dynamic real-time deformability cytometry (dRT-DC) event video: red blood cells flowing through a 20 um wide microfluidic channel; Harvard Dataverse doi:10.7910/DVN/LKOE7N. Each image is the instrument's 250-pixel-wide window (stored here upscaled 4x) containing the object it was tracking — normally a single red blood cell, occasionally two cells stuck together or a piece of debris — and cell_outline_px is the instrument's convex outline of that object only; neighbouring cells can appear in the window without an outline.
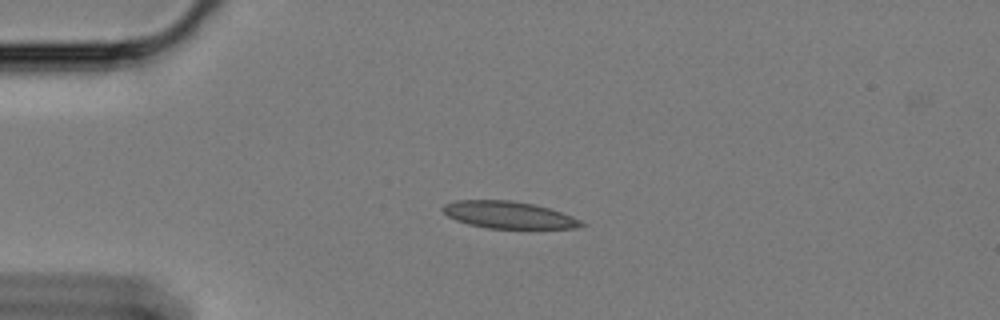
{"species": "Egyptian fruit bat (a non-hibernating species)", "species_latin": "Rousettus aegyptiacus", "temperature_condition": "cold", "stored_images_in_passage": 46, "camera_frame_rate_fps": 3000, "um_per_image_px": 0.085, "animal": {"sex": "female"}, "frame": {"image": 1, "passage_image": 1, "time_ms": 0.0, "image_size_px": [1000, 320], "cell_outline_px": [[588, 224], [576, 228], [488, 228], [468, 224], [456, 220], [448, 216], [440, 208], [444, 204], [456, 200], [508, 200], [532, 204], [548, 208], [572, 216]], "centroid_in_image_um": [43.21, 18.26], "position_along_channel_um": 41.8, "area_um2": 21.68}}
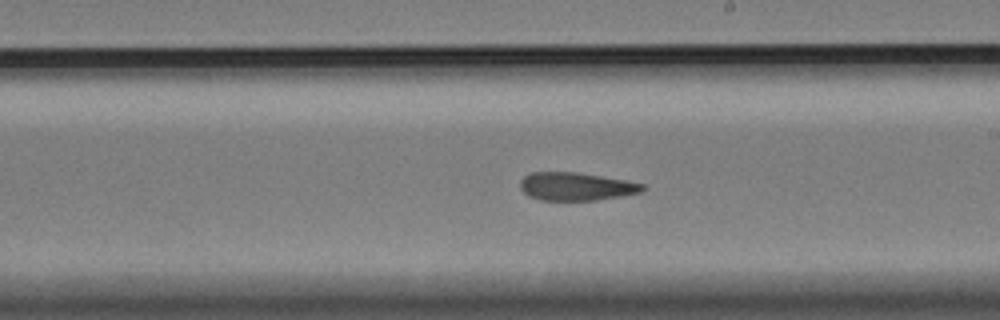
{"frame": {"image": 2, "passage_image": 21, "time_ms": 6.667, "image_size_px": [1000, 320], "cell_outline_px": [[648, 188], [640, 192], [620, 196], [596, 200], [540, 200], [528, 196], [520, 188], [520, 180], [524, 176], [532, 172], [576, 172], [624, 180], [644, 184]], "centroid_in_image_um": [48.95, 15.85], "position_along_channel_um": 240.1, "area_um2": 19.94}}
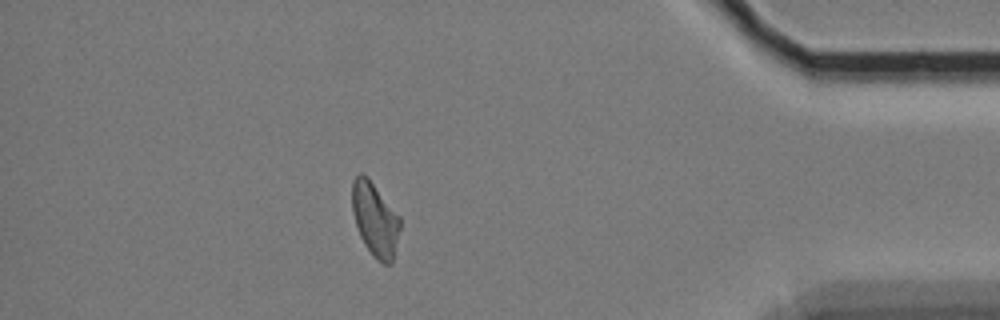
{"frame": {"image": 3, "passage_image": 39, "time_ms": 12.667, "image_size_px": [1000, 320], "cell_outline_px": [[400, 228], [392, 264], [384, 264], [376, 260], [372, 256], [364, 244], [360, 236], [352, 212], [352, 180], [360, 172], [368, 176], [400, 216]], "centroid_in_image_um": [31.87, 18.64], "position_along_channel_um": 403.3, "area_um2": 20.87}, "authors_computed_cell_mechanics": {"area_um2": 20.8658, "velocity_mm_per_s": 3.3596, "shape_relaxation_time_tau1_ms": 10.5001, "shape_relaxation_time_tau2_ms": 3.48, "deformation_change_tau1": 0.2112, "deformation_change_tau2": 0.1173}}